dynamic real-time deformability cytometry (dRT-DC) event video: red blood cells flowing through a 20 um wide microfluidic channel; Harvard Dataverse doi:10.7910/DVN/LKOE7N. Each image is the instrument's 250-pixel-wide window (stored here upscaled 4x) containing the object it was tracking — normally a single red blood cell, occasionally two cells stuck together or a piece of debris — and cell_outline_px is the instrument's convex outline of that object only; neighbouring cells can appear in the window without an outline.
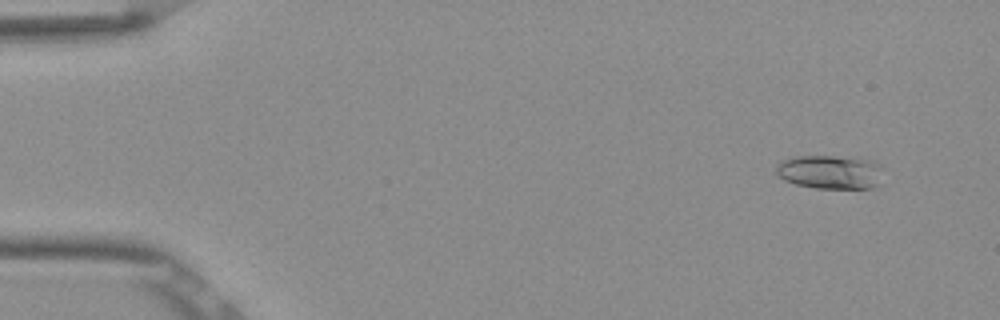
{"species": "Egyptian fruit bat (a non-hibernating species)", "species_latin": "Rousettus aegyptiacus", "temperature_condition": "room temperature", "stored_images_in_passage": 54, "camera_frame_rate_fps": 3000, "um_per_image_px": 0.085, "frame": {"image": 1, "passage_image": 5, "time_ms": 1.333, "image_size_px": [1000, 320], "cell_outline_px": [[884, 168], [876, 184], [872, 188], [816, 188], [796, 184], [784, 180], [776, 172], [776, 164], [784, 160], [796, 156], [832, 156], [872, 160], [880, 164]], "centroid_in_image_um": [70.56, 14.61], "position_along_channel_um": 14.4, "area_um2": 20.98}}
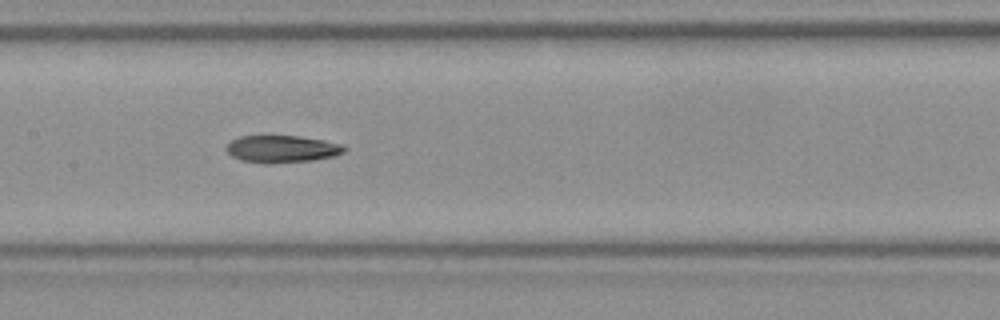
{"frame": {"image": 2, "passage_image": 27, "time_ms": 8.667, "image_size_px": [1000, 320], "cell_outline_px": [[348, 148], [344, 152], [336, 156], [312, 160], [268, 164], [264, 164], [240, 160], [232, 156], [224, 148], [232, 140], [240, 136], [300, 136], [324, 140], [344, 144]], "centroid_in_image_um": [24.0, 12.67], "position_along_channel_um": 183.4, "area_um2": 18.96}}
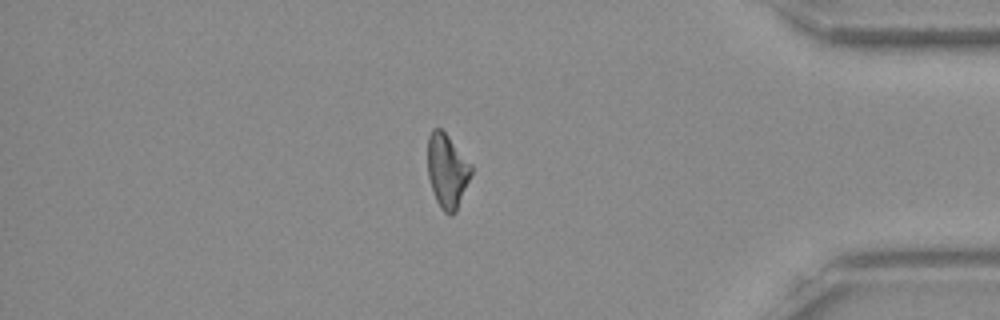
{"frame": {"image": 3, "passage_image": 46, "time_ms": 15.0, "image_size_px": [1000, 320], "cell_outline_px": [[472, 172], [456, 212], [452, 216], [444, 212], [440, 208], [436, 200], [428, 176], [428, 136], [432, 128], [440, 128], [448, 136], [472, 164]], "centroid_in_image_um": [38.01, 14.52], "position_along_channel_um": 397.2, "area_um2": 18.73}}